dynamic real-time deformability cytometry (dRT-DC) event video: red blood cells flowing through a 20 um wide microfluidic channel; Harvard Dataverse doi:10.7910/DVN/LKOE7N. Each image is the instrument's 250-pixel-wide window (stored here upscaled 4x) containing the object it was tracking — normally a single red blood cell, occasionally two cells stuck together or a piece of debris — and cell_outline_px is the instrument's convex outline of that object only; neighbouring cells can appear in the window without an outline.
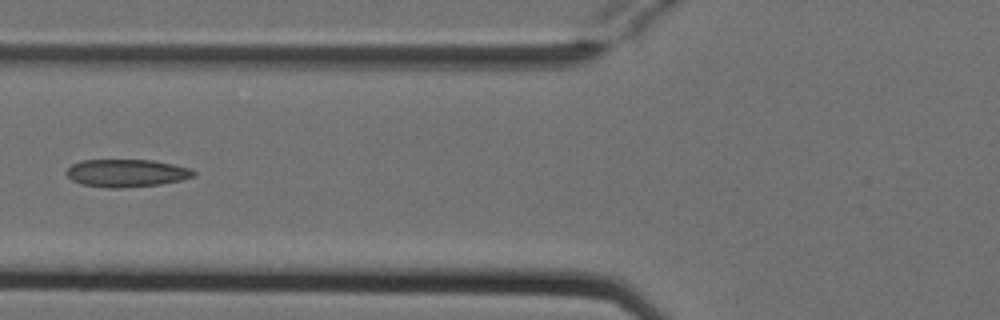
{"species": "Egyptian fruit bat (a non-hibernating species)", "species_latin": "Rousettus aegyptiacus", "temperature_condition": "cold", "stored_images_in_passage": 6, "camera_frame_rate_fps": 3000, "um_per_image_px": 0.085, "animal": {"sex": "female"}, "frame": {"image": 1, "passage_image": 5, "time_ms": 1.333, "image_size_px": [1000, 320], "cell_outline_px": [[196, 176], [180, 180], [160, 184], [120, 188], [108, 188], [80, 184], [72, 180], [64, 172], [72, 164], [80, 160], [152, 160], [172, 164], [188, 168], [196, 172]], "centroid_in_image_um": [10.72, 14.71], "position_along_channel_um": 115.1, "area_um2": 20.52}}
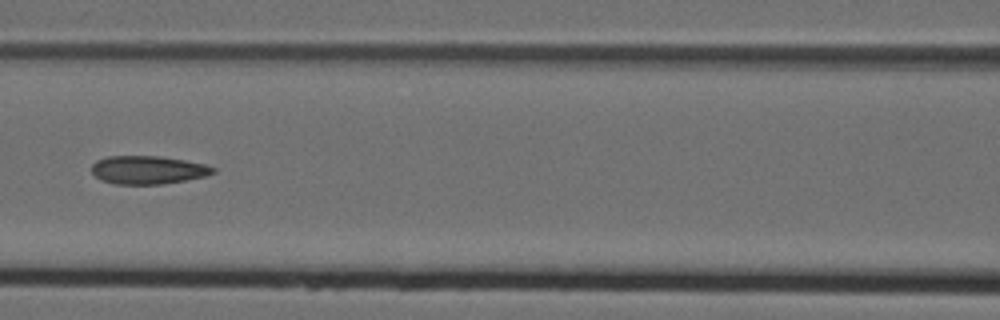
{"frame": {"image": 2, "passage_image": 6, "time_ms": 1.667, "image_size_px": [1000, 320], "cell_outline_px": [[216, 172], [204, 176], [184, 180], [160, 184], [116, 184], [100, 180], [92, 172], [92, 164], [96, 160], [108, 156], [160, 156], [184, 160], [204, 164], [216, 168]], "centroid_in_image_um": [12.55, 14.44], "position_along_channel_um": 154.0, "area_um2": 19.88}}